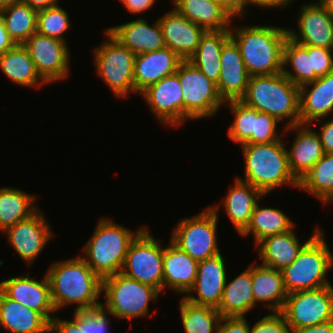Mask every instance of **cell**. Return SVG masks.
<instances>
[{
	"label": "cell",
	"instance_id": "8992f818",
	"mask_svg": "<svg viewBox=\"0 0 333 333\" xmlns=\"http://www.w3.org/2000/svg\"><path fill=\"white\" fill-rule=\"evenodd\" d=\"M324 237L321 228L303 247L297 258L281 270L288 294L331 285L327 274L333 267V253Z\"/></svg>",
	"mask_w": 333,
	"mask_h": 333
},
{
	"label": "cell",
	"instance_id": "ab89813d",
	"mask_svg": "<svg viewBox=\"0 0 333 333\" xmlns=\"http://www.w3.org/2000/svg\"><path fill=\"white\" fill-rule=\"evenodd\" d=\"M224 104L231 109L235 118L228 127L227 135L231 141L243 145L252 137V133H255V109L240 100L227 101Z\"/></svg>",
	"mask_w": 333,
	"mask_h": 333
},
{
	"label": "cell",
	"instance_id": "d4e9b609",
	"mask_svg": "<svg viewBox=\"0 0 333 333\" xmlns=\"http://www.w3.org/2000/svg\"><path fill=\"white\" fill-rule=\"evenodd\" d=\"M293 230L292 228L282 234L267 236L255 245V248H258V257L262 259L261 265L283 270L297 258L303 247L320 231V228L316 227L304 243L298 241Z\"/></svg>",
	"mask_w": 333,
	"mask_h": 333
},
{
	"label": "cell",
	"instance_id": "30bf717a",
	"mask_svg": "<svg viewBox=\"0 0 333 333\" xmlns=\"http://www.w3.org/2000/svg\"><path fill=\"white\" fill-rule=\"evenodd\" d=\"M182 87L183 123L215 116L221 106L216 84L205 76L190 61L183 60L176 73Z\"/></svg>",
	"mask_w": 333,
	"mask_h": 333
},
{
	"label": "cell",
	"instance_id": "b9f144b4",
	"mask_svg": "<svg viewBox=\"0 0 333 333\" xmlns=\"http://www.w3.org/2000/svg\"><path fill=\"white\" fill-rule=\"evenodd\" d=\"M277 123L271 115L255 109V133L245 144H266L280 140L284 135H278Z\"/></svg>",
	"mask_w": 333,
	"mask_h": 333
},
{
	"label": "cell",
	"instance_id": "c3c4849f",
	"mask_svg": "<svg viewBox=\"0 0 333 333\" xmlns=\"http://www.w3.org/2000/svg\"><path fill=\"white\" fill-rule=\"evenodd\" d=\"M318 122H323L318 135L320 137L323 151L324 153H333V118L328 119L327 121L324 119L317 120Z\"/></svg>",
	"mask_w": 333,
	"mask_h": 333
},
{
	"label": "cell",
	"instance_id": "ac0fdd59",
	"mask_svg": "<svg viewBox=\"0 0 333 333\" xmlns=\"http://www.w3.org/2000/svg\"><path fill=\"white\" fill-rule=\"evenodd\" d=\"M0 290L10 299L41 313L49 322L57 312L52 302L47 275L41 281L20 275L0 281Z\"/></svg>",
	"mask_w": 333,
	"mask_h": 333
},
{
	"label": "cell",
	"instance_id": "5b68a950",
	"mask_svg": "<svg viewBox=\"0 0 333 333\" xmlns=\"http://www.w3.org/2000/svg\"><path fill=\"white\" fill-rule=\"evenodd\" d=\"M244 178L267 196L279 186L298 187V181L291 174L288 165V152L283 139L266 144H243ZM240 177V178H239Z\"/></svg>",
	"mask_w": 333,
	"mask_h": 333
},
{
	"label": "cell",
	"instance_id": "5bb4252c",
	"mask_svg": "<svg viewBox=\"0 0 333 333\" xmlns=\"http://www.w3.org/2000/svg\"><path fill=\"white\" fill-rule=\"evenodd\" d=\"M3 233L17 255L24 262L26 261L28 266L33 264L45 245L55 235L39 208L28 218L19 221Z\"/></svg>",
	"mask_w": 333,
	"mask_h": 333
},
{
	"label": "cell",
	"instance_id": "6f0895ef",
	"mask_svg": "<svg viewBox=\"0 0 333 333\" xmlns=\"http://www.w3.org/2000/svg\"><path fill=\"white\" fill-rule=\"evenodd\" d=\"M21 2L22 0H0V10Z\"/></svg>",
	"mask_w": 333,
	"mask_h": 333
},
{
	"label": "cell",
	"instance_id": "9f6ffc18",
	"mask_svg": "<svg viewBox=\"0 0 333 333\" xmlns=\"http://www.w3.org/2000/svg\"><path fill=\"white\" fill-rule=\"evenodd\" d=\"M318 2L333 16V0H318Z\"/></svg>",
	"mask_w": 333,
	"mask_h": 333
},
{
	"label": "cell",
	"instance_id": "2e32d148",
	"mask_svg": "<svg viewBox=\"0 0 333 333\" xmlns=\"http://www.w3.org/2000/svg\"><path fill=\"white\" fill-rule=\"evenodd\" d=\"M140 95L159 123L176 128L183 125L182 87L175 73L149 86Z\"/></svg>",
	"mask_w": 333,
	"mask_h": 333
},
{
	"label": "cell",
	"instance_id": "f907efd6",
	"mask_svg": "<svg viewBox=\"0 0 333 333\" xmlns=\"http://www.w3.org/2000/svg\"><path fill=\"white\" fill-rule=\"evenodd\" d=\"M124 4L127 11L132 14H139L151 9L156 0H119Z\"/></svg>",
	"mask_w": 333,
	"mask_h": 333
},
{
	"label": "cell",
	"instance_id": "1f68e13d",
	"mask_svg": "<svg viewBox=\"0 0 333 333\" xmlns=\"http://www.w3.org/2000/svg\"><path fill=\"white\" fill-rule=\"evenodd\" d=\"M0 69L13 83L21 87H37L47 84L38 74L33 60L22 44L0 55Z\"/></svg>",
	"mask_w": 333,
	"mask_h": 333
},
{
	"label": "cell",
	"instance_id": "816d5d0a",
	"mask_svg": "<svg viewBox=\"0 0 333 333\" xmlns=\"http://www.w3.org/2000/svg\"><path fill=\"white\" fill-rule=\"evenodd\" d=\"M290 333H333V320L312 326L292 328Z\"/></svg>",
	"mask_w": 333,
	"mask_h": 333
},
{
	"label": "cell",
	"instance_id": "277c9868",
	"mask_svg": "<svg viewBox=\"0 0 333 333\" xmlns=\"http://www.w3.org/2000/svg\"><path fill=\"white\" fill-rule=\"evenodd\" d=\"M92 237L87 241L81 258L101 279L121 272L128 248L145 228L134 232L108 217L100 218Z\"/></svg>",
	"mask_w": 333,
	"mask_h": 333
},
{
	"label": "cell",
	"instance_id": "11a10c76",
	"mask_svg": "<svg viewBox=\"0 0 333 333\" xmlns=\"http://www.w3.org/2000/svg\"><path fill=\"white\" fill-rule=\"evenodd\" d=\"M22 2L37 11L58 5V0H22Z\"/></svg>",
	"mask_w": 333,
	"mask_h": 333
},
{
	"label": "cell",
	"instance_id": "ee69618b",
	"mask_svg": "<svg viewBox=\"0 0 333 333\" xmlns=\"http://www.w3.org/2000/svg\"><path fill=\"white\" fill-rule=\"evenodd\" d=\"M49 333H85V310L73 311L71 321L54 316Z\"/></svg>",
	"mask_w": 333,
	"mask_h": 333
},
{
	"label": "cell",
	"instance_id": "8fae6325",
	"mask_svg": "<svg viewBox=\"0 0 333 333\" xmlns=\"http://www.w3.org/2000/svg\"><path fill=\"white\" fill-rule=\"evenodd\" d=\"M163 247L144 228L128 248L121 273L163 291Z\"/></svg>",
	"mask_w": 333,
	"mask_h": 333
},
{
	"label": "cell",
	"instance_id": "d6a6232c",
	"mask_svg": "<svg viewBox=\"0 0 333 333\" xmlns=\"http://www.w3.org/2000/svg\"><path fill=\"white\" fill-rule=\"evenodd\" d=\"M282 73L298 87L319 78L313 69V46L301 45L287 37L283 46Z\"/></svg>",
	"mask_w": 333,
	"mask_h": 333
},
{
	"label": "cell",
	"instance_id": "60d3db41",
	"mask_svg": "<svg viewBox=\"0 0 333 333\" xmlns=\"http://www.w3.org/2000/svg\"><path fill=\"white\" fill-rule=\"evenodd\" d=\"M69 15L59 5L38 10L36 32L61 41H66L64 33L70 28Z\"/></svg>",
	"mask_w": 333,
	"mask_h": 333
},
{
	"label": "cell",
	"instance_id": "bcb514c9",
	"mask_svg": "<svg viewBox=\"0 0 333 333\" xmlns=\"http://www.w3.org/2000/svg\"><path fill=\"white\" fill-rule=\"evenodd\" d=\"M333 49L313 46V69L318 77L333 72Z\"/></svg>",
	"mask_w": 333,
	"mask_h": 333
},
{
	"label": "cell",
	"instance_id": "7c38bea8",
	"mask_svg": "<svg viewBox=\"0 0 333 333\" xmlns=\"http://www.w3.org/2000/svg\"><path fill=\"white\" fill-rule=\"evenodd\" d=\"M281 313L290 329L333 320V286L288 294Z\"/></svg>",
	"mask_w": 333,
	"mask_h": 333
},
{
	"label": "cell",
	"instance_id": "f6af8a7d",
	"mask_svg": "<svg viewBox=\"0 0 333 333\" xmlns=\"http://www.w3.org/2000/svg\"><path fill=\"white\" fill-rule=\"evenodd\" d=\"M108 311L101 305L85 309V333H109Z\"/></svg>",
	"mask_w": 333,
	"mask_h": 333
},
{
	"label": "cell",
	"instance_id": "7402d4cb",
	"mask_svg": "<svg viewBox=\"0 0 333 333\" xmlns=\"http://www.w3.org/2000/svg\"><path fill=\"white\" fill-rule=\"evenodd\" d=\"M182 61L183 59L167 47L135 55V94L140 95L149 86L159 82L162 78L176 73Z\"/></svg>",
	"mask_w": 333,
	"mask_h": 333
},
{
	"label": "cell",
	"instance_id": "681fc988",
	"mask_svg": "<svg viewBox=\"0 0 333 333\" xmlns=\"http://www.w3.org/2000/svg\"><path fill=\"white\" fill-rule=\"evenodd\" d=\"M232 18L245 16L250 12L246 9V0H216ZM244 14V15H243Z\"/></svg>",
	"mask_w": 333,
	"mask_h": 333
},
{
	"label": "cell",
	"instance_id": "4dcf8cb0",
	"mask_svg": "<svg viewBox=\"0 0 333 333\" xmlns=\"http://www.w3.org/2000/svg\"><path fill=\"white\" fill-rule=\"evenodd\" d=\"M255 307L252 292V265L226 284L217 308L221 317H245Z\"/></svg>",
	"mask_w": 333,
	"mask_h": 333
},
{
	"label": "cell",
	"instance_id": "603a6c76",
	"mask_svg": "<svg viewBox=\"0 0 333 333\" xmlns=\"http://www.w3.org/2000/svg\"><path fill=\"white\" fill-rule=\"evenodd\" d=\"M300 124L317 125L333 112V72L299 87ZM316 121V122H315Z\"/></svg>",
	"mask_w": 333,
	"mask_h": 333
},
{
	"label": "cell",
	"instance_id": "e575fe53",
	"mask_svg": "<svg viewBox=\"0 0 333 333\" xmlns=\"http://www.w3.org/2000/svg\"><path fill=\"white\" fill-rule=\"evenodd\" d=\"M36 199V195H30L19 188H0V231L3 233L33 214L39 208L35 205Z\"/></svg>",
	"mask_w": 333,
	"mask_h": 333
},
{
	"label": "cell",
	"instance_id": "836d02e7",
	"mask_svg": "<svg viewBox=\"0 0 333 333\" xmlns=\"http://www.w3.org/2000/svg\"><path fill=\"white\" fill-rule=\"evenodd\" d=\"M229 39V30L206 31L196 53L188 59L215 84L219 80L221 50Z\"/></svg>",
	"mask_w": 333,
	"mask_h": 333
},
{
	"label": "cell",
	"instance_id": "d6986e66",
	"mask_svg": "<svg viewBox=\"0 0 333 333\" xmlns=\"http://www.w3.org/2000/svg\"><path fill=\"white\" fill-rule=\"evenodd\" d=\"M165 46L181 59H190L197 51L206 30L183 16L176 8L159 17Z\"/></svg>",
	"mask_w": 333,
	"mask_h": 333
},
{
	"label": "cell",
	"instance_id": "4316f807",
	"mask_svg": "<svg viewBox=\"0 0 333 333\" xmlns=\"http://www.w3.org/2000/svg\"><path fill=\"white\" fill-rule=\"evenodd\" d=\"M0 327L10 333H49L50 322L0 290Z\"/></svg>",
	"mask_w": 333,
	"mask_h": 333
},
{
	"label": "cell",
	"instance_id": "9c48e42d",
	"mask_svg": "<svg viewBox=\"0 0 333 333\" xmlns=\"http://www.w3.org/2000/svg\"><path fill=\"white\" fill-rule=\"evenodd\" d=\"M220 205H212L195 216L178 221L169 240L198 262L220 254L217 243Z\"/></svg>",
	"mask_w": 333,
	"mask_h": 333
},
{
	"label": "cell",
	"instance_id": "db71d44e",
	"mask_svg": "<svg viewBox=\"0 0 333 333\" xmlns=\"http://www.w3.org/2000/svg\"><path fill=\"white\" fill-rule=\"evenodd\" d=\"M16 43L11 39L3 22L0 10V55L12 49Z\"/></svg>",
	"mask_w": 333,
	"mask_h": 333
},
{
	"label": "cell",
	"instance_id": "4fadbf2b",
	"mask_svg": "<svg viewBox=\"0 0 333 333\" xmlns=\"http://www.w3.org/2000/svg\"><path fill=\"white\" fill-rule=\"evenodd\" d=\"M22 45L27 49L38 74L47 84L67 79L71 61L67 42L36 32Z\"/></svg>",
	"mask_w": 333,
	"mask_h": 333
},
{
	"label": "cell",
	"instance_id": "7bdbcfd3",
	"mask_svg": "<svg viewBox=\"0 0 333 333\" xmlns=\"http://www.w3.org/2000/svg\"><path fill=\"white\" fill-rule=\"evenodd\" d=\"M249 325V333H290L289 325L281 312H272L260 318L253 327Z\"/></svg>",
	"mask_w": 333,
	"mask_h": 333
},
{
	"label": "cell",
	"instance_id": "cb8c5ba5",
	"mask_svg": "<svg viewBox=\"0 0 333 333\" xmlns=\"http://www.w3.org/2000/svg\"><path fill=\"white\" fill-rule=\"evenodd\" d=\"M106 30L135 55L166 47L158 19L150 25L147 19L137 18L134 21L106 28Z\"/></svg>",
	"mask_w": 333,
	"mask_h": 333
},
{
	"label": "cell",
	"instance_id": "6da1fadb",
	"mask_svg": "<svg viewBox=\"0 0 333 333\" xmlns=\"http://www.w3.org/2000/svg\"><path fill=\"white\" fill-rule=\"evenodd\" d=\"M56 311L76 304L74 311L101 306L102 279L78 256L51 264L46 271Z\"/></svg>",
	"mask_w": 333,
	"mask_h": 333
},
{
	"label": "cell",
	"instance_id": "7a4b0ae2",
	"mask_svg": "<svg viewBox=\"0 0 333 333\" xmlns=\"http://www.w3.org/2000/svg\"><path fill=\"white\" fill-rule=\"evenodd\" d=\"M232 29L229 30L230 38L238 46L250 76L283 72V46L288 37L287 28L257 24Z\"/></svg>",
	"mask_w": 333,
	"mask_h": 333
},
{
	"label": "cell",
	"instance_id": "ba28073f",
	"mask_svg": "<svg viewBox=\"0 0 333 333\" xmlns=\"http://www.w3.org/2000/svg\"><path fill=\"white\" fill-rule=\"evenodd\" d=\"M107 40L93 49L96 73L101 77L115 97L126 98L135 92L134 58L127 47H124L106 29Z\"/></svg>",
	"mask_w": 333,
	"mask_h": 333
},
{
	"label": "cell",
	"instance_id": "ffe728a7",
	"mask_svg": "<svg viewBox=\"0 0 333 333\" xmlns=\"http://www.w3.org/2000/svg\"><path fill=\"white\" fill-rule=\"evenodd\" d=\"M249 78L239 48L230 38L221 50L220 74L216 84L223 102L240 100L246 92Z\"/></svg>",
	"mask_w": 333,
	"mask_h": 333
},
{
	"label": "cell",
	"instance_id": "83f0119b",
	"mask_svg": "<svg viewBox=\"0 0 333 333\" xmlns=\"http://www.w3.org/2000/svg\"><path fill=\"white\" fill-rule=\"evenodd\" d=\"M227 192L222 199L224 210L235 230L241 234L250 224L258 200L260 201L265 195L250 183L237 177L234 185Z\"/></svg>",
	"mask_w": 333,
	"mask_h": 333
},
{
	"label": "cell",
	"instance_id": "f1b7e54d",
	"mask_svg": "<svg viewBox=\"0 0 333 333\" xmlns=\"http://www.w3.org/2000/svg\"><path fill=\"white\" fill-rule=\"evenodd\" d=\"M252 292L255 307L260 302L272 312H281L288 292L282 272L277 269L252 264Z\"/></svg>",
	"mask_w": 333,
	"mask_h": 333
},
{
	"label": "cell",
	"instance_id": "f35d334b",
	"mask_svg": "<svg viewBox=\"0 0 333 333\" xmlns=\"http://www.w3.org/2000/svg\"><path fill=\"white\" fill-rule=\"evenodd\" d=\"M179 310L185 333H216L222 318L217 308L195 305L184 298L180 299Z\"/></svg>",
	"mask_w": 333,
	"mask_h": 333
},
{
	"label": "cell",
	"instance_id": "9a60e30c",
	"mask_svg": "<svg viewBox=\"0 0 333 333\" xmlns=\"http://www.w3.org/2000/svg\"><path fill=\"white\" fill-rule=\"evenodd\" d=\"M299 9L298 32L287 28L288 37L301 45L333 49V16L317 0Z\"/></svg>",
	"mask_w": 333,
	"mask_h": 333
},
{
	"label": "cell",
	"instance_id": "52a82bcc",
	"mask_svg": "<svg viewBox=\"0 0 333 333\" xmlns=\"http://www.w3.org/2000/svg\"><path fill=\"white\" fill-rule=\"evenodd\" d=\"M105 302L101 305L118 319H133L149 315V303L157 302L160 291L119 272L102 279Z\"/></svg>",
	"mask_w": 333,
	"mask_h": 333
},
{
	"label": "cell",
	"instance_id": "484cf974",
	"mask_svg": "<svg viewBox=\"0 0 333 333\" xmlns=\"http://www.w3.org/2000/svg\"><path fill=\"white\" fill-rule=\"evenodd\" d=\"M198 263L169 240V245L163 247V291L168 287L187 294L196 280Z\"/></svg>",
	"mask_w": 333,
	"mask_h": 333
},
{
	"label": "cell",
	"instance_id": "3957f363",
	"mask_svg": "<svg viewBox=\"0 0 333 333\" xmlns=\"http://www.w3.org/2000/svg\"><path fill=\"white\" fill-rule=\"evenodd\" d=\"M240 101L280 123L289 119L283 128L300 124L299 87L283 73L250 76Z\"/></svg>",
	"mask_w": 333,
	"mask_h": 333
},
{
	"label": "cell",
	"instance_id": "8d00e7d4",
	"mask_svg": "<svg viewBox=\"0 0 333 333\" xmlns=\"http://www.w3.org/2000/svg\"><path fill=\"white\" fill-rule=\"evenodd\" d=\"M298 188L322 204L333 203V153H325L298 182Z\"/></svg>",
	"mask_w": 333,
	"mask_h": 333
},
{
	"label": "cell",
	"instance_id": "f546056e",
	"mask_svg": "<svg viewBox=\"0 0 333 333\" xmlns=\"http://www.w3.org/2000/svg\"><path fill=\"white\" fill-rule=\"evenodd\" d=\"M183 16L206 31L230 30L231 15L216 0H172Z\"/></svg>",
	"mask_w": 333,
	"mask_h": 333
},
{
	"label": "cell",
	"instance_id": "e0dca14e",
	"mask_svg": "<svg viewBox=\"0 0 333 333\" xmlns=\"http://www.w3.org/2000/svg\"><path fill=\"white\" fill-rule=\"evenodd\" d=\"M224 260L220 253L200 261L196 280L183 298L195 305L218 308L228 277Z\"/></svg>",
	"mask_w": 333,
	"mask_h": 333
},
{
	"label": "cell",
	"instance_id": "74e56055",
	"mask_svg": "<svg viewBox=\"0 0 333 333\" xmlns=\"http://www.w3.org/2000/svg\"><path fill=\"white\" fill-rule=\"evenodd\" d=\"M37 10L23 2L1 10L9 36L16 44H23L37 30Z\"/></svg>",
	"mask_w": 333,
	"mask_h": 333
},
{
	"label": "cell",
	"instance_id": "7dc6e473",
	"mask_svg": "<svg viewBox=\"0 0 333 333\" xmlns=\"http://www.w3.org/2000/svg\"><path fill=\"white\" fill-rule=\"evenodd\" d=\"M246 317H222L216 333H249Z\"/></svg>",
	"mask_w": 333,
	"mask_h": 333
},
{
	"label": "cell",
	"instance_id": "f5cc1de1",
	"mask_svg": "<svg viewBox=\"0 0 333 333\" xmlns=\"http://www.w3.org/2000/svg\"><path fill=\"white\" fill-rule=\"evenodd\" d=\"M294 0H246L247 6H257L263 9L266 8H286L290 3H294Z\"/></svg>",
	"mask_w": 333,
	"mask_h": 333
},
{
	"label": "cell",
	"instance_id": "44dd1931",
	"mask_svg": "<svg viewBox=\"0 0 333 333\" xmlns=\"http://www.w3.org/2000/svg\"><path fill=\"white\" fill-rule=\"evenodd\" d=\"M309 126L299 124L282 130L284 135L289 131L296 134L287 152L289 170L298 182L325 154L318 133Z\"/></svg>",
	"mask_w": 333,
	"mask_h": 333
},
{
	"label": "cell",
	"instance_id": "d590c367",
	"mask_svg": "<svg viewBox=\"0 0 333 333\" xmlns=\"http://www.w3.org/2000/svg\"><path fill=\"white\" fill-rule=\"evenodd\" d=\"M260 206L257 203L250 224L240 234L243 237L253 235L254 245L267 236L282 234L295 227V223L282 210Z\"/></svg>",
	"mask_w": 333,
	"mask_h": 333
}]
</instances>
